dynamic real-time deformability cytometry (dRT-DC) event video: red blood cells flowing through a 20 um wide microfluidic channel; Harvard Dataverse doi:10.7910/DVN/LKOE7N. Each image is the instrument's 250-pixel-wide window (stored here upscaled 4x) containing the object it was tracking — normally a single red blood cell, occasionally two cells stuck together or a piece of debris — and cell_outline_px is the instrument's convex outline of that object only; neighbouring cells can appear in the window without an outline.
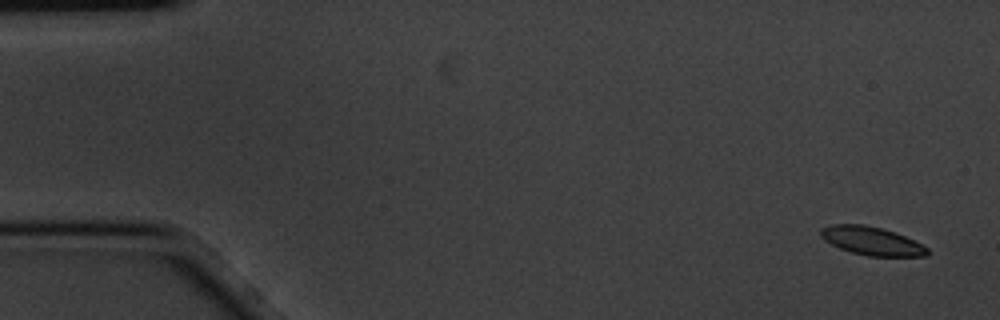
{"species": "common noctule bat (a hibernating species)", "species_latin": "Nyctalus noctula", "temperature_condition": "cold", "stored_images_in_passage": 5, "camera_frame_rate_fps": 3000, "um_per_image_px": 0.085, "animal": {"sex": "male", "body_mass_g": 20.1, "forearm_length_mm": 53.5}, "frame": {"image": 1, "passage_image": 1, "time_ms": 0.0, "image_size_px": [1000, 320], "cell_outline_px": [[928, 256], [868, 256], [852, 252], [840, 248], [824, 240], [820, 236], [820, 228], [832, 224], [864, 224], [880, 228], [904, 236], [928, 248]], "centroid_in_image_um": [74.05, 20.48], "position_along_channel_um": 11.0, "area_um2": 17.4}}
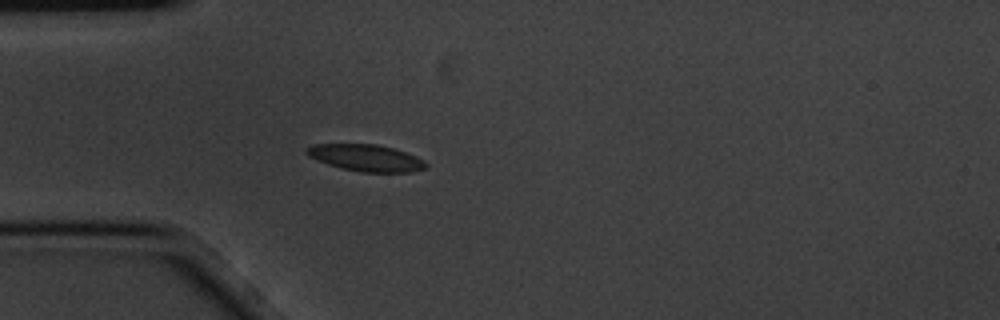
{"frame": {"image": 2, "passage_image": 4, "time_ms": 1.0, "image_size_px": [1000, 320], "cell_outline_px": [[428, 164], [424, 168], [412, 172], [360, 172], [340, 168], [316, 160], [308, 156], [304, 152], [304, 148], [312, 144], [376, 144], [392, 148], [416, 156], [424, 160]], "centroid_in_image_um": [31.05, 13.41], "position_along_channel_um": 53.9, "area_um2": 18.67}}